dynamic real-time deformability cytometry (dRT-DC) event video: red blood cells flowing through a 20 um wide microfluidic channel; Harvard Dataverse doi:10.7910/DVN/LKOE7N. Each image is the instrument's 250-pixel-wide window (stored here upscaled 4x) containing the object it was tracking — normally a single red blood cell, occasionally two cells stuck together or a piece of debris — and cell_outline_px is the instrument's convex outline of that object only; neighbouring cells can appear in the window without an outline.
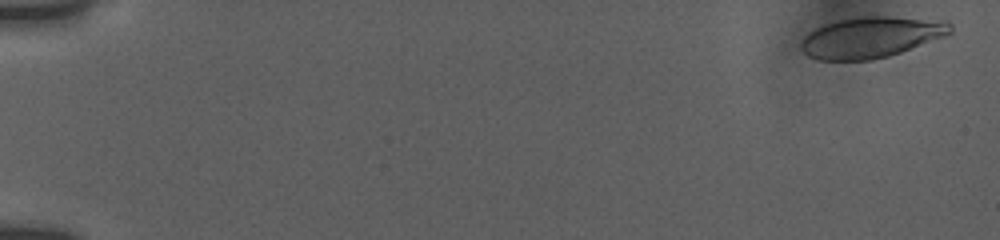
{"species": "human", "species_latin": "Homo sapiens", "temperature_condition": "room temperature", "stored_images_in_passage": 53, "camera_frame_rate_fps": 3000, "um_per_image_px": 0.085, "donor": {"sex": "female"}, "frame": {"image": 1, "passage_image": 1, "time_ms": 0.0, "image_size_px": [1000, 240], "cell_outline_px": [[952, 32], [944, 36], [900, 52], [888, 56], [872, 60], [816, 60], [808, 56], [800, 48], [800, 44], [804, 36], [808, 32], [824, 24], [856, 16], [892, 16], [948, 20], [952, 24]], "centroid_in_image_um": [74.04, 3.15], "position_along_channel_um": 11.0, "area_um2": 35.89}}
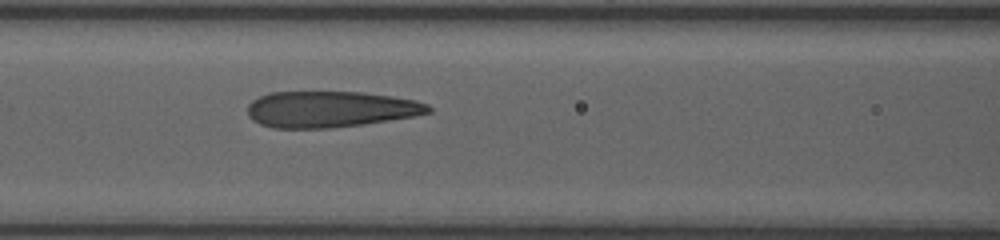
{"frame": {"image": 2, "passage_image": 32, "time_ms": 8.0, "image_size_px": [1000, 240], "cell_outline_px": [[432, 112], [416, 116], [364, 124], [328, 128], [272, 128], [260, 124], [252, 120], [248, 116], [248, 104], [252, 100], [268, 92], [364, 92], [392, 96], [416, 100], [428, 104], [432, 108]], "centroid_in_image_um": [28.09, 9.28], "position_along_channel_um": 138.5, "area_um2": 38.44}}
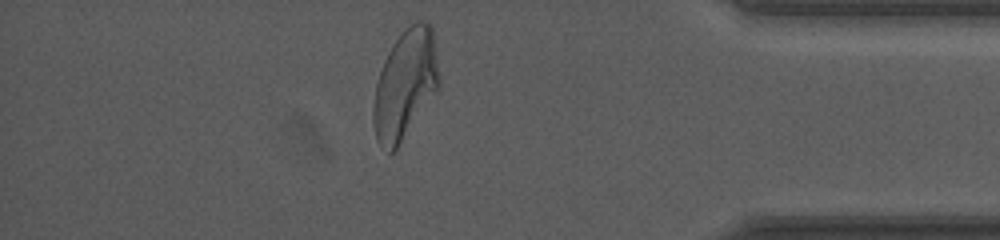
{"frame": {"image": 3, "passage_image": 50, "time_ms": 15.667, "image_size_px": [1000, 240], "cell_outline_px": [[440, 88], [396, 148], [392, 152], [388, 152], [380, 148], [376, 140], [372, 124], [372, 108], [376, 84], [384, 60], [388, 52], [400, 32], [404, 28], [416, 20], [424, 20], [432, 28], [440, 76]], "centroid_in_image_um": [34.43, 7.18], "position_along_channel_um": 400.8, "area_um2": 42.19}, "authors_computed_cell_mechanics": {"area_um2": 38.0902, "velocity_mm_per_s": 3.7691, "shape_relaxation_time_tau1_ms": 5.1261, "shape_relaxation_time_tau2_ms": 1.0009, "deformation_change_tau1": 0.1971, "deformation_change_tau2": 0.0902}}